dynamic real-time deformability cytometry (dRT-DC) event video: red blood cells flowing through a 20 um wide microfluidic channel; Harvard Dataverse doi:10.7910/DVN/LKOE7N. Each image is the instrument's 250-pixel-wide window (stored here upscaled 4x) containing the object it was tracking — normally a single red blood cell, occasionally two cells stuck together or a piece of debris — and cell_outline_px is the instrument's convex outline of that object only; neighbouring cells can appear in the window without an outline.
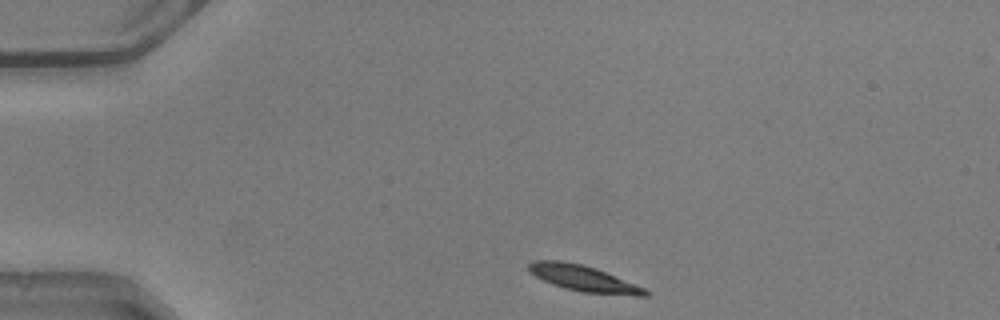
{"species": "common noctule bat (a hibernating species)", "species_latin": "Nyctalus noctula", "temperature_condition": "warm", "stored_images_in_passage": 41, "camera_frame_rate_fps": 3000, "um_per_image_px": 0.085, "animal": {"sex": "male", "body_mass_g": 20.5, "forearm_length_mm": 52.5}, "frame": {"image": 1, "passage_image": 1, "time_ms": 0.0, "image_size_px": [1000, 320], "cell_outline_px": [[648, 296], [636, 296], [580, 292], [564, 288], [552, 284], [528, 272], [528, 264], [532, 260], [560, 260], [580, 264], [596, 268], [644, 288], [648, 292]], "centroid_in_image_um": [49.56, 23.66], "position_along_channel_um": 35.4, "area_um2": 17.57}}
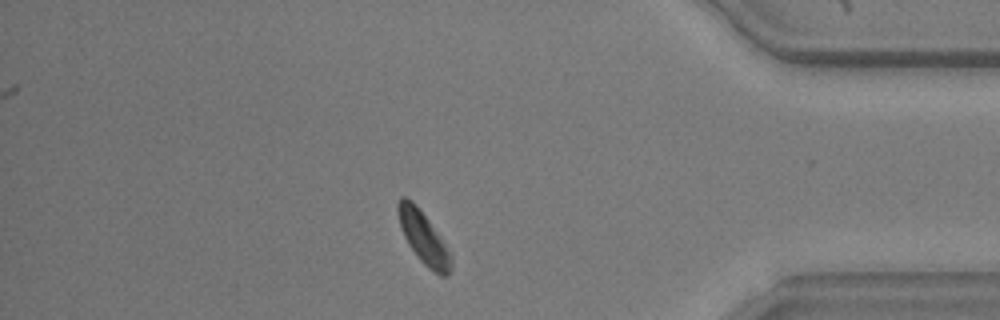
{"frame": {"image": 2, "passage_image": 34, "time_ms": 11.0, "image_size_px": [1000, 320], "cell_outline_px": [[452, 268], [448, 276], [440, 276], [432, 272], [420, 260], [408, 244], [400, 228], [396, 212], [396, 204], [400, 196], [404, 196], [412, 200], [416, 204], [428, 220], [452, 256]], "centroid_in_image_um": [35.96, 20.2], "position_along_channel_um": 399.2, "area_um2": 16.18}}
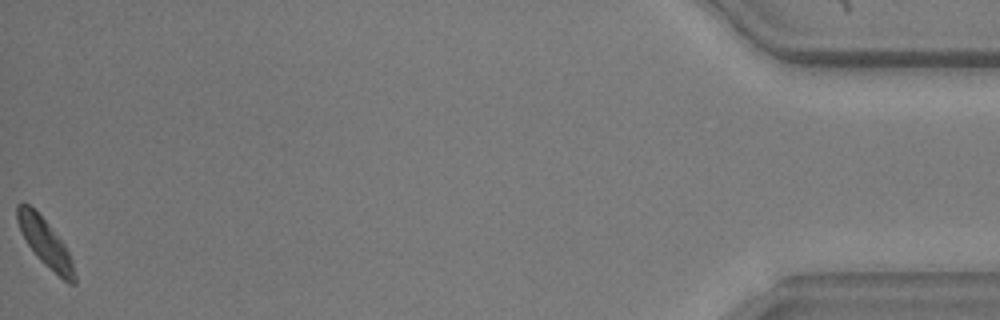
{"frame": {"image": 3, "passage_image": 41, "time_ms": 13.333, "image_size_px": [1000, 320], "cell_outline_px": [[76, 284], [68, 284], [44, 264], [40, 260], [28, 244], [20, 232], [16, 220], [16, 204], [28, 204], [48, 224], [64, 244], [68, 252], [76, 272]], "centroid_in_image_um": [3.85, 20.67], "position_along_channel_um": 431.4, "area_um2": 15.66}, "authors_computed_cell_mechanics": {"area_um2": 17.5134, "velocity_mm_per_s": 4.0389, "shape_relaxation_time_tau1_ms": 10.9362, "shape_relaxation_time_tau2_ms": null, "deformation_change_tau1": 0.3221, "deformation_change_tau2": null}}